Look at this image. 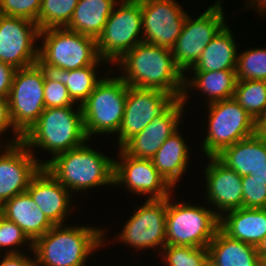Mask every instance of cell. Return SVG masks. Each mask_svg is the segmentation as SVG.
<instances>
[{
	"instance_id": "8992f818",
	"label": "cell",
	"mask_w": 266,
	"mask_h": 266,
	"mask_svg": "<svg viewBox=\"0 0 266 266\" xmlns=\"http://www.w3.org/2000/svg\"><path fill=\"white\" fill-rule=\"evenodd\" d=\"M168 197L166 245L207 248L220 226V217L209 207L171 201Z\"/></svg>"
},
{
	"instance_id": "4dcf8cb0",
	"label": "cell",
	"mask_w": 266,
	"mask_h": 266,
	"mask_svg": "<svg viewBox=\"0 0 266 266\" xmlns=\"http://www.w3.org/2000/svg\"><path fill=\"white\" fill-rule=\"evenodd\" d=\"M79 0H42L39 30L64 28L69 24Z\"/></svg>"
},
{
	"instance_id": "1f68e13d",
	"label": "cell",
	"mask_w": 266,
	"mask_h": 266,
	"mask_svg": "<svg viewBox=\"0 0 266 266\" xmlns=\"http://www.w3.org/2000/svg\"><path fill=\"white\" fill-rule=\"evenodd\" d=\"M237 80L266 81V48L244 50L237 55Z\"/></svg>"
},
{
	"instance_id": "e575fe53",
	"label": "cell",
	"mask_w": 266,
	"mask_h": 266,
	"mask_svg": "<svg viewBox=\"0 0 266 266\" xmlns=\"http://www.w3.org/2000/svg\"><path fill=\"white\" fill-rule=\"evenodd\" d=\"M42 0H0V14L27 18L37 23Z\"/></svg>"
},
{
	"instance_id": "ffe728a7",
	"label": "cell",
	"mask_w": 266,
	"mask_h": 266,
	"mask_svg": "<svg viewBox=\"0 0 266 266\" xmlns=\"http://www.w3.org/2000/svg\"><path fill=\"white\" fill-rule=\"evenodd\" d=\"M26 192L54 225H65L74 206L70 204L73 195L44 167L32 178Z\"/></svg>"
},
{
	"instance_id": "7bdbcfd3",
	"label": "cell",
	"mask_w": 266,
	"mask_h": 266,
	"mask_svg": "<svg viewBox=\"0 0 266 266\" xmlns=\"http://www.w3.org/2000/svg\"><path fill=\"white\" fill-rule=\"evenodd\" d=\"M257 251L260 256L261 261L263 262L266 259V236L262 239V241L257 246Z\"/></svg>"
},
{
	"instance_id": "d6986e66",
	"label": "cell",
	"mask_w": 266,
	"mask_h": 266,
	"mask_svg": "<svg viewBox=\"0 0 266 266\" xmlns=\"http://www.w3.org/2000/svg\"><path fill=\"white\" fill-rule=\"evenodd\" d=\"M209 159L204 175L206 200L221 217L224 212L243 207L242 177L227 168L216 157ZM217 209V210H216Z\"/></svg>"
},
{
	"instance_id": "f35d334b",
	"label": "cell",
	"mask_w": 266,
	"mask_h": 266,
	"mask_svg": "<svg viewBox=\"0 0 266 266\" xmlns=\"http://www.w3.org/2000/svg\"><path fill=\"white\" fill-rule=\"evenodd\" d=\"M15 68L0 61V98L8 99Z\"/></svg>"
},
{
	"instance_id": "277c9868",
	"label": "cell",
	"mask_w": 266,
	"mask_h": 266,
	"mask_svg": "<svg viewBox=\"0 0 266 266\" xmlns=\"http://www.w3.org/2000/svg\"><path fill=\"white\" fill-rule=\"evenodd\" d=\"M89 146L86 141L56 155L44 166L71 193L114 185L115 159Z\"/></svg>"
},
{
	"instance_id": "8d00e7d4",
	"label": "cell",
	"mask_w": 266,
	"mask_h": 266,
	"mask_svg": "<svg viewBox=\"0 0 266 266\" xmlns=\"http://www.w3.org/2000/svg\"><path fill=\"white\" fill-rule=\"evenodd\" d=\"M45 108H59L73 106L74 101L70 98L65 84L52 80L44 81Z\"/></svg>"
},
{
	"instance_id": "6da1fadb",
	"label": "cell",
	"mask_w": 266,
	"mask_h": 266,
	"mask_svg": "<svg viewBox=\"0 0 266 266\" xmlns=\"http://www.w3.org/2000/svg\"><path fill=\"white\" fill-rule=\"evenodd\" d=\"M128 86L161 90L182 98L185 75L177 67L172 49L141 42L117 62Z\"/></svg>"
},
{
	"instance_id": "b9f144b4",
	"label": "cell",
	"mask_w": 266,
	"mask_h": 266,
	"mask_svg": "<svg viewBox=\"0 0 266 266\" xmlns=\"http://www.w3.org/2000/svg\"><path fill=\"white\" fill-rule=\"evenodd\" d=\"M255 134L260 139L266 141V114L256 120Z\"/></svg>"
},
{
	"instance_id": "ee69618b",
	"label": "cell",
	"mask_w": 266,
	"mask_h": 266,
	"mask_svg": "<svg viewBox=\"0 0 266 266\" xmlns=\"http://www.w3.org/2000/svg\"><path fill=\"white\" fill-rule=\"evenodd\" d=\"M253 178L259 179L265 182L266 185V165L255 171V174H251Z\"/></svg>"
},
{
	"instance_id": "d4e9b609",
	"label": "cell",
	"mask_w": 266,
	"mask_h": 266,
	"mask_svg": "<svg viewBox=\"0 0 266 266\" xmlns=\"http://www.w3.org/2000/svg\"><path fill=\"white\" fill-rule=\"evenodd\" d=\"M215 157L241 177L255 174L266 165V141L254 134L224 148Z\"/></svg>"
},
{
	"instance_id": "f6af8a7d",
	"label": "cell",
	"mask_w": 266,
	"mask_h": 266,
	"mask_svg": "<svg viewBox=\"0 0 266 266\" xmlns=\"http://www.w3.org/2000/svg\"><path fill=\"white\" fill-rule=\"evenodd\" d=\"M262 266H266V259L262 262Z\"/></svg>"
},
{
	"instance_id": "f546056e",
	"label": "cell",
	"mask_w": 266,
	"mask_h": 266,
	"mask_svg": "<svg viewBox=\"0 0 266 266\" xmlns=\"http://www.w3.org/2000/svg\"><path fill=\"white\" fill-rule=\"evenodd\" d=\"M233 98L256 121L266 114V81L237 80Z\"/></svg>"
},
{
	"instance_id": "30bf717a",
	"label": "cell",
	"mask_w": 266,
	"mask_h": 266,
	"mask_svg": "<svg viewBox=\"0 0 266 266\" xmlns=\"http://www.w3.org/2000/svg\"><path fill=\"white\" fill-rule=\"evenodd\" d=\"M223 0H217L196 19L187 15L181 34L172 48L177 67L185 75L198 61L204 48L226 25Z\"/></svg>"
},
{
	"instance_id": "5bb4252c",
	"label": "cell",
	"mask_w": 266,
	"mask_h": 266,
	"mask_svg": "<svg viewBox=\"0 0 266 266\" xmlns=\"http://www.w3.org/2000/svg\"><path fill=\"white\" fill-rule=\"evenodd\" d=\"M39 28L27 18L0 14V61L15 69L34 65L38 59Z\"/></svg>"
},
{
	"instance_id": "d590c367",
	"label": "cell",
	"mask_w": 266,
	"mask_h": 266,
	"mask_svg": "<svg viewBox=\"0 0 266 266\" xmlns=\"http://www.w3.org/2000/svg\"><path fill=\"white\" fill-rule=\"evenodd\" d=\"M243 207L266 208L265 182L253 178L252 175L242 177Z\"/></svg>"
},
{
	"instance_id": "7402d4cb",
	"label": "cell",
	"mask_w": 266,
	"mask_h": 266,
	"mask_svg": "<svg viewBox=\"0 0 266 266\" xmlns=\"http://www.w3.org/2000/svg\"><path fill=\"white\" fill-rule=\"evenodd\" d=\"M219 228L229 237L257 247L266 236V208L228 211L220 217Z\"/></svg>"
},
{
	"instance_id": "7c38bea8",
	"label": "cell",
	"mask_w": 266,
	"mask_h": 266,
	"mask_svg": "<svg viewBox=\"0 0 266 266\" xmlns=\"http://www.w3.org/2000/svg\"><path fill=\"white\" fill-rule=\"evenodd\" d=\"M168 197L164 199H145L127 219L121 233L115 237L117 242H123L138 250L159 247V253L166 246V216ZM155 247V248H154Z\"/></svg>"
},
{
	"instance_id": "4316f807",
	"label": "cell",
	"mask_w": 266,
	"mask_h": 266,
	"mask_svg": "<svg viewBox=\"0 0 266 266\" xmlns=\"http://www.w3.org/2000/svg\"><path fill=\"white\" fill-rule=\"evenodd\" d=\"M192 78L185 74L184 91L181 100L186 105L189 99L187 92L193 87L200 90L207 98V104L233 98L237 83L236 70H219L207 72H192Z\"/></svg>"
},
{
	"instance_id": "4fadbf2b",
	"label": "cell",
	"mask_w": 266,
	"mask_h": 266,
	"mask_svg": "<svg viewBox=\"0 0 266 266\" xmlns=\"http://www.w3.org/2000/svg\"><path fill=\"white\" fill-rule=\"evenodd\" d=\"M161 90L128 86L123 120L117 132L118 149L141 132L154 117L161 116L176 100Z\"/></svg>"
},
{
	"instance_id": "9a60e30c",
	"label": "cell",
	"mask_w": 266,
	"mask_h": 266,
	"mask_svg": "<svg viewBox=\"0 0 266 266\" xmlns=\"http://www.w3.org/2000/svg\"><path fill=\"white\" fill-rule=\"evenodd\" d=\"M176 0H141L143 42L172 49L187 12Z\"/></svg>"
},
{
	"instance_id": "44dd1931",
	"label": "cell",
	"mask_w": 266,
	"mask_h": 266,
	"mask_svg": "<svg viewBox=\"0 0 266 266\" xmlns=\"http://www.w3.org/2000/svg\"><path fill=\"white\" fill-rule=\"evenodd\" d=\"M0 214L18 225L32 242L54 226L27 192L6 201Z\"/></svg>"
},
{
	"instance_id": "9c48e42d",
	"label": "cell",
	"mask_w": 266,
	"mask_h": 266,
	"mask_svg": "<svg viewBox=\"0 0 266 266\" xmlns=\"http://www.w3.org/2000/svg\"><path fill=\"white\" fill-rule=\"evenodd\" d=\"M142 36L141 0H119L96 40L98 54L113 65L127 51L143 42Z\"/></svg>"
},
{
	"instance_id": "7a4b0ae2",
	"label": "cell",
	"mask_w": 266,
	"mask_h": 266,
	"mask_svg": "<svg viewBox=\"0 0 266 266\" xmlns=\"http://www.w3.org/2000/svg\"><path fill=\"white\" fill-rule=\"evenodd\" d=\"M104 230L79 224L54 225L33 242L36 266H85L86 259L106 243Z\"/></svg>"
},
{
	"instance_id": "e0dca14e",
	"label": "cell",
	"mask_w": 266,
	"mask_h": 266,
	"mask_svg": "<svg viewBox=\"0 0 266 266\" xmlns=\"http://www.w3.org/2000/svg\"><path fill=\"white\" fill-rule=\"evenodd\" d=\"M34 156L22 142L0 145V207L15 195L26 192L32 178L43 167V161Z\"/></svg>"
},
{
	"instance_id": "ab89813d",
	"label": "cell",
	"mask_w": 266,
	"mask_h": 266,
	"mask_svg": "<svg viewBox=\"0 0 266 266\" xmlns=\"http://www.w3.org/2000/svg\"><path fill=\"white\" fill-rule=\"evenodd\" d=\"M3 260L0 261V266H36L35 258L28 256L27 253L5 254Z\"/></svg>"
},
{
	"instance_id": "ac0fdd59",
	"label": "cell",
	"mask_w": 266,
	"mask_h": 266,
	"mask_svg": "<svg viewBox=\"0 0 266 266\" xmlns=\"http://www.w3.org/2000/svg\"><path fill=\"white\" fill-rule=\"evenodd\" d=\"M184 106L183 101L178 98L161 116L154 117L148 126L129 139L121 149L132 157L151 160L166 139L180 129L178 126L184 116Z\"/></svg>"
},
{
	"instance_id": "2e32d148",
	"label": "cell",
	"mask_w": 266,
	"mask_h": 266,
	"mask_svg": "<svg viewBox=\"0 0 266 266\" xmlns=\"http://www.w3.org/2000/svg\"><path fill=\"white\" fill-rule=\"evenodd\" d=\"M119 160H114V185H124L129 192L149 196L148 199H164L174 190L154 167L152 160L140 159L119 149Z\"/></svg>"
},
{
	"instance_id": "3957f363",
	"label": "cell",
	"mask_w": 266,
	"mask_h": 266,
	"mask_svg": "<svg viewBox=\"0 0 266 266\" xmlns=\"http://www.w3.org/2000/svg\"><path fill=\"white\" fill-rule=\"evenodd\" d=\"M45 108L38 120L22 136V143L34 154L33 148L39 147L53 156L43 160V167L56 155L67 152L84 144L86 136L82 106Z\"/></svg>"
},
{
	"instance_id": "836d02e7",
	"label": "cell",
	"mask_w": 266,
	"mask_h": 266,
	"mask_svg": "<svg viewBox=\"0 0 266 266\" xmlns=\"http://www.w3.org/2000/svg\"><path fill=\"white\" fill-rule=\"evenodd\" d=\"M25 244L29 247V252L31 251L30 253H32L33 242L24 231L14 222L7 220L0 214V250L6 249L5 254H19L23 253L18 249L19 246L22 247Z\"/></svg>"
},
{
	"instance_id": "83f0119b",
	"label": "cell",
	"mask_w": 266,
	"mask_h": 266,
	"mask_svg": "<svg viewBox=\"0 0 266 266\" xmlns=\"http://www.w3.org/2000/svg\"><path fill=\"white\" fill-rule=\"evenodd\" d=\"M179 131L168 137L151 159L154 167L174 188L185 174L189 162V149ZM187 167V168H186Z\"/></svg>"
},
{
	"instance_id": "8fae6325",
	"label": "cell",
	"mask_w": 266,
	"mask_h": 266,
	"mask_svg": "<svg viewBox=\"0 0 266 266\" xmlns=\"http://www.w3.org/2000/svg\"><path fill=\"white\" fill-rule=\"evenodd\" d=\"M44 81L42 71L36 64L15 70L8 106L12 124L22 136L45 109Z\"/></svg>"
},
{
	"instance_id": "5b68a950",
	"label": "cell",
	"mask_w": 266,
	"mask_h": 266,
	"mask_svg": "<svg viewBox=\"0 0 266 266\" xmlns=\"http://www.w3.org/2000/svg\"><path fill=\"white\" fill-rule=\"evenodd\" d=\"M110 76H104L81 105L88 139L95 134H115L121 127L128 85L120 75Z\"/></svg>"
},
{
	"instance_id": "484cf974",
	"label": "cell",
	"mask_w": 266,
	"mask_h": 266,
	"mask_svg": "<svg viewBox=\"0 0 266 266\" xmlns=\"http://www.w3.org/2000/svg\"><path fill=\"white\" fill-rule=\"evenodd\" d=\"M231 27L225 25L204 48L190 72H207L219 70H236L237 45Z\"/></svg>"
},
{
	"instance_id": "f1b7e54d",
	"label": "cell",
	"mask_w": 266,
	"mask_h": 266,
	"mask_svg": "<svg viewBox=\"0 0 266 266\" xmlns=\"http://www.w3.org/2000/svg\"><path fill=\"white\" fill-rule=\"evenodd\" d=\"M118 1L79 0L65 28L97 40Z\"/></svg>"
},
{
	"instance_id": "ba28073f",
	"label": "cell",
	"mask_w": 266,
	"mask_h": 266,
	"mask_svg": "<svg viewBox=\"0 0 266 266\" xmlns=\"http://www.w3.org/2000/svg\"><path fill=\"white\" fill-rule=\"evenodd\" d=\"M208 133L201 150L207 157H215L224 148L255 134L256 121L234 98L207 104Z\"/></svg>"
},
{
	"instance_id": "52a82bcc",
	"label": "cell",
	"mask_w": 266,
	"mask_h": 266,
	"mask_svg": "<svg viewBox=\"0 0 266 266\" xmlns=\"http://www.w3.org/2000/svg\"><path fill=\"white\" fill-rule=\"evenodd\" d=\"M40 38H43V45L38 48V56L47 64L70 71L108 63L100 58L96 39L65 27L40 30Z\"/></svg>"
},
{
	"instance_id": "d6a6232c",
	"label": "cell",
	"mask_w": 266,
	"mask_h": 266,
	"mask_svg": "<svg viewBox=\"0 0 266 266\" xmlns=\"http://www.w3.org/2000/svg\"><path fill=\"white\" fill-rule=\"evenodd\" d=\"M161 261L167 266H207L208 250L204 247L166 245L162 249ZM165 255V256H164Z\"/></svg>"
},
{
	"instance_id": "603a6c76",
	"label": "cell",
	"mask_w": 266,
	"mask_h": 266,
	"mask_svg": "<svg viewBox=\"0 0 266 266\" xmlns=\"http://www.w3.org/2000/svg\"><path fill=\"white\" fill-rule=\"evenodd\" d=\"M35 64L40 68L45 80H52L65 84L70 98L82 105L102 80L97 77L96 69L99 64H92L74 70H64L60 67L45 63L39 56ZM96 67V68H95Z\"/></svg>"
},
{
	"instance_id": "cb8c5ba5",
	"label": "cell",
	"mask_w": 266,
	"mask_h": 266,
	"mask_svg": "<svg viewBox=\"0 0 266 266\" xmlns=\"http://www.w3.org/2000/svg\"><path fill=\"white\" fill-rule=\"evenodd\" d=\"M207 250L211 266H262L256 246L233 239L220 228Z\"/></svg>"
},
{
	"instance_id": "60d3db41",
	"label": "cell",
	"mask_w": 266,
	"mask_h": 266,
	"mask_svg": "<svg viewBox=\"0 0 266 266\" xmlns=\"http://www.w3.org/2000/svg\"><path fill=\"white\" fill-rule=\"evenodd\" d=\"M247 1H246V5L247 4L248 5L245 8V10L248 9V7L254 8L253 10H255V12L258 11L257 13L258 14L260 13V16L263 15L262 17H264V14H266V0H247Z\"/></svg>"
},
{
	"instance_id": "74e56055",
	"label": "cell",
	"mask_w": 266,
	"mask_h": 266,
	"mask_svg": "<svg viewBox=\"0 0 266 266\" xmlns=\"http://www.w3.org/2000/svg\"><path fill=\"white\" fill-rule=\"evenodd\" d=\"M8 129H12L14 138H12V140H10L7 144H14L22 141V135L12 124L9 114L8 99L0 98V134L3 135V133H5ZM2 143L5 145V142H0V145H2Z\"/></svg>"
}]
</instances>
